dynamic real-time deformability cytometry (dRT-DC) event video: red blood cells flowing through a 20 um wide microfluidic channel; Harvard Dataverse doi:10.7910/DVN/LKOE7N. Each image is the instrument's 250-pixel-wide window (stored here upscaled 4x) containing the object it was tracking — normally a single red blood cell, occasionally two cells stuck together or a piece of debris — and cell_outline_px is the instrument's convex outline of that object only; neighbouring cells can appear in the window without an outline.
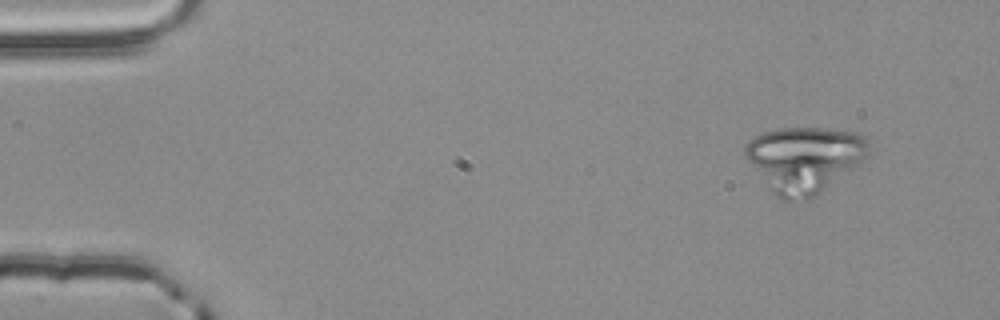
{"species": "common noctule bat (a hibernating species)", "species_latin": "Nyctalus noctula", "temperature_condition": "room temperature", "stored_images_in_passage": 3, "camera_frame_rate_fps": 3000, "um_per_image_px": 0.085, "animal": {"sex": "male", "body_mass_g": 20.4}, "frame": {"image": 1, "passage_image": 1, "time_ms": 0.0, "image_size_px": [1000, 320], "cell_outline_px": [[868, 152], [860, 164], [820, 192], [808, 200], [784, 200], [776, 196], [764, 184], [744, 156], [744, 144], [748, 140], [764, 132], [780, 128], [824, 128], [860, 132], [868, 140]], "centroid_in_image_um": [68.35, 13.52], "position_along_channel_um": 16.6, "area_um2": 47.51}}